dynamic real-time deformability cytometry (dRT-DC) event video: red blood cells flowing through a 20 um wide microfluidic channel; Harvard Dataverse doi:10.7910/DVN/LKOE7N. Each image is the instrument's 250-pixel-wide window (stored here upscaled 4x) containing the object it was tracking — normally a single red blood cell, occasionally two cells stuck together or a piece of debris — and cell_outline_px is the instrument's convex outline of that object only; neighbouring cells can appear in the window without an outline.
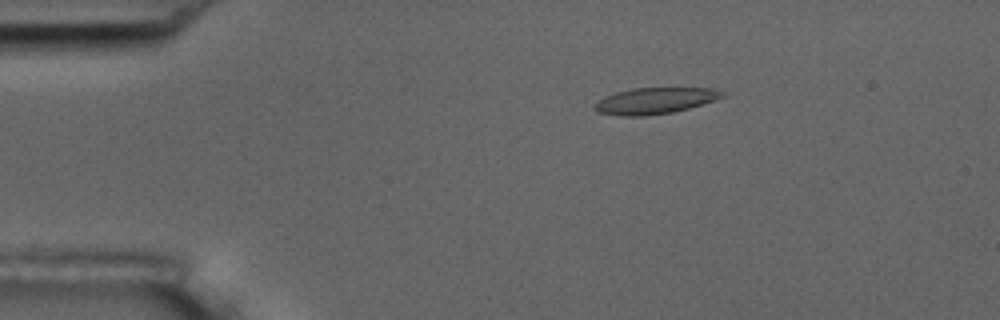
{"species": "common noctule bat (a hibernating species)", "species_latin": "Nyctalus noctula", "temperature_condition": "room temperature", "stored_images_in_passage": 55, "camera_frame_rate_fps": 3000, "um_per_image_px": 0.085, "animal": {"sex": "male", "body_mass_g": 17.5, "forearm_length_mm": 52.3}, "frame": {"image": 1, "passage_image": 10, "time_ms": 3.0, "image_size_px": [1000, 320], "cell_outline_px": [[728, 96], [716, 100], [688, 108], [672, 112], [644, 116], [620, 116], [596, 112], [592, 108], [592, 104], [604, 96], [616, 92], [632, 88], [712, 88], [724, 92]], "centroid_in_image_um": [55.63, 8.56], "position_along_channel_um": 29.4, "area_um2": 19.77}}
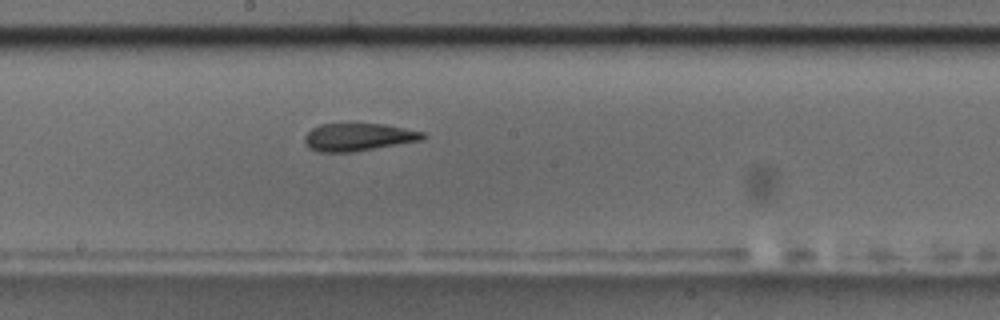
{"frame": {"image": 2, "passage_image": 30, "time_ms": 9.667, "image_size_px": [1000, 320], "cell_outline_px": [[428, 136], [420, 140], [352, 152], [320, 152], [308, 148], [304, 144], [304, 136], [312, 128], [320, 124], [384, 124], [424, 132]], "centroid_in_image_um": [30.41, 11.65], "position_along_channel_um": 217.8, "area_um2": 18.96}}
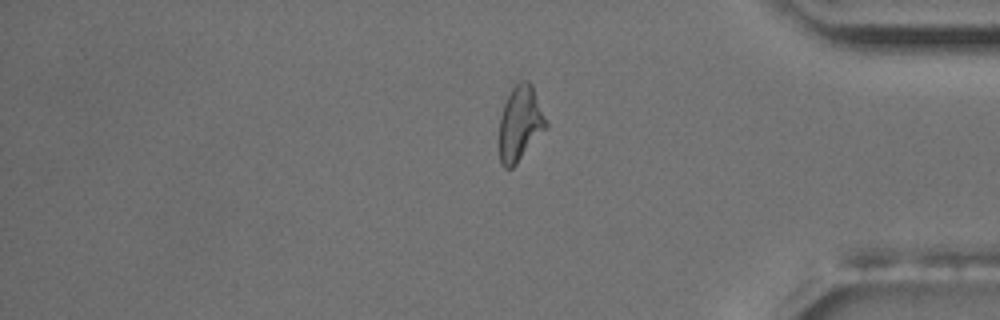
{"frame": {"image": 3, "passage_image": 46, "time_ms": 15.0, "image_size_px": [1000, 320], "cell_outline_px": [[548, 128], [516, 164], [512, 168], [504, 168], [500, 164], [500, 116], [504, 104], [512, 88], [520, 80], [528, 80], [532, 84], [548, 124]], "centroid_in_image_um": [44.23, 10.5], "position_along_channel_um": 391.0, "area_um2": 20.46}, "authors_computed_cell_mechanics": {"area_um2": 19.7676, "velocity_mm_per_s": 3.6563, "shape_relaxation_time_tau1_ms": 7.0544, "shape_relaxation_time_tau2_ms": 3.6564, "deformation_change_tau1": 0.1976, "deformation_change_tau2": 0.1299}}